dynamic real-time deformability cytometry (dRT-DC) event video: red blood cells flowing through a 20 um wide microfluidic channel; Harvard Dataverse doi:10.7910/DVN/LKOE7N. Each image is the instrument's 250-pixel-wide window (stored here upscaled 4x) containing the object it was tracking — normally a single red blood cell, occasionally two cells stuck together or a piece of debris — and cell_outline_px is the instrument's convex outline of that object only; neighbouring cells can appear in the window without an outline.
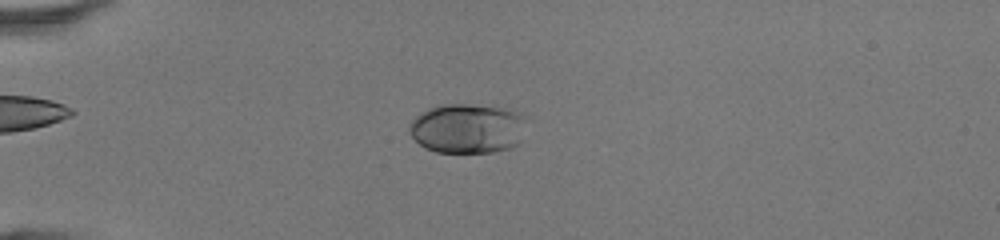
{"species": "human", "species_latin": "Homo sapiens", "temperature_condition": "room temperature", "stored_images_in_passage": 48, "camera_frame_rate_fps": 3000, "um_per_image_px": 0.085, "donor": {"sex": "female"}, "frame": {"image": 1, "passage_image": 14, "time_ms": 4.333, "image_size_px": [1000, 240], "cell_outline_px": [[524, 116], [520, 144], [512, 148], [492, 152], [436, 152], [424, 148], [408, 132], [408, 124], [420, 112], [436, 104], [468, 104], [512, 108]], "centroid_in_image_um": [39.71, 10.9], "position_along_channel_um": 45.3, "area_um2": 34.39}}
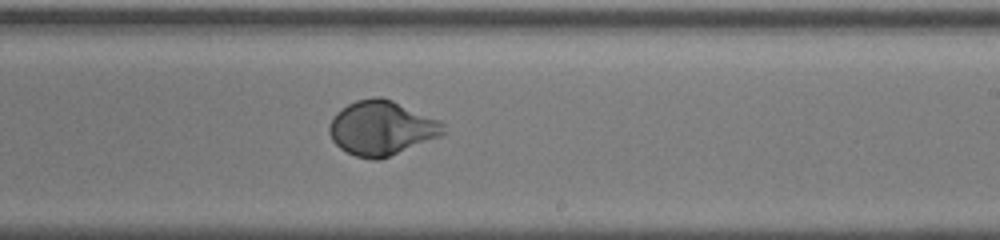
{"frame": {"image": 2, "passage_image": 31, "time_ms": 10.0, "image_size_px": [1000, 240], "cell_outline_px": [[444, 132], [440, 136], [380, 160], [372, 160], [356, 156], [340, 148], [332, 140], [328, 132], [328, 128], [336, 112], [340, 108], [356, 100], [372, 96], [380, 96], [392, 100], [440, 120], [444, 124]], "centroid_in_image_um": [32.41, 10.87], "position_along_channel_um": 256.6, "area_um2": 36.18}}
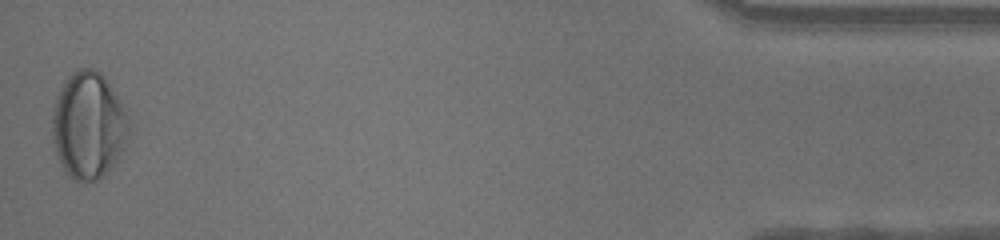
{"frame": {"image": 3, "passage_image": 48, "time_ms": 15.667, "image_size_px": [1000, 240], "cell_outline_px": [[132, 128], [124, 148], [116, 164], [104, 176], [96, 180], [72, 180], [68, 176], [60, 164], [52, 140], [52, 108], [56, 96], [64, 80], [72, 72], [80, 68], [92, 68], [100, 72], [104, 76], [128, 108], [132, 124]], "centroid_in_image_um": [7.57, 10.65], "position_along_channel_um": 427.6, "area_um2": 49.13}, "authors_computed_cell_mechanics": {"area_um2": 36.0094, "velocity_mm_per_s": 4.3509, "shape_relaxation_time_tau1_ms": 2.6483, "shape_relaxation_time_tau2_ms": null, "deformation_change_tau1": 0.1886, "deformation_change_tau2": null}}